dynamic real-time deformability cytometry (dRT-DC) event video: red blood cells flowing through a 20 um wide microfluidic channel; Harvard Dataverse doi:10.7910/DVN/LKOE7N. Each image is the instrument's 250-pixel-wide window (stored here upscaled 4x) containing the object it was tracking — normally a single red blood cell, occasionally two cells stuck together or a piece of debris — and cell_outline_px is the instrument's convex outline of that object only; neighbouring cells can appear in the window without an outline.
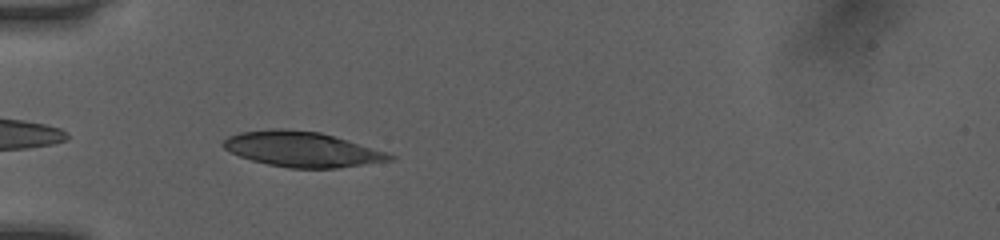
{"species": "human", "species_latin": "Homo sapiens", "temperature_condition": "room temperature", "stored_images_in_passage": 36, "camera_frame_rate_fps": 3000, "um_per_image_px": 0.085, "donor": {"sex": "female"}, "frame": {"image": 1, "passage_image": 2, "time_ms": 0.333, "image_size_px": [1000, 240], "cell_outline_px": [[396, 156], [392, 160], [340, 168], [288, 168], [268, 164], [252, 160], [240, 156], [224, 148], [220, 144], [228, 136], [240, 132], [268, 128], [288, 128], [320, 132], [348, 140], [388, 152]], "centroid_in_image_um": [25.67, 12.67], "position_along_channel_um": 59.3, "area_um2": 34.33}}
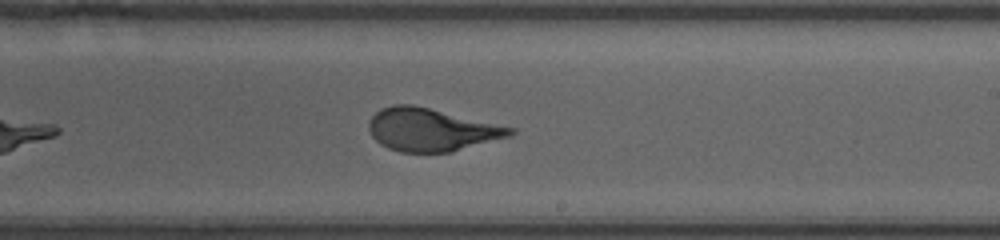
{"frame": {"image": 2, "passage_image": 17, "time_ms": 5.333, "image_size_px": [1000, 240], "cell_outline_px": [[516, 132], [512, 136], [452, 152], [400, 152], [388, 148], [380, 144], [372, 136], [368, 128], [368, 120], [380, 108], [392, 104], [412, 104], [516, 128]], "centroid_in_image_um": [36.66, 11.02], "position_along_channel_um": 252.3, "area_um2": 35.49}}
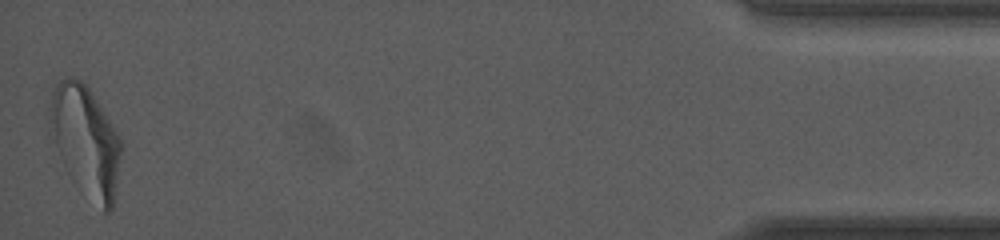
{"frame": {"image": 3, "passage_image": 36, "time_ms": 11.667, "image_size_px": [1000, 240], "cell_outline_px": [[124, 144], [112, 212], [104, 212], [64, 164], [60, 156], [56, 144], [48, 108], [52, 92], [56, 84], [60, 80], [68, 76], [72, 76], [80, 80], [88, 88]], "centroid_in_image_um": [7.33, 11.93], "position_along_channel_um": 427.9, "area_um2": 44.22}, "authors_computed_cell_mechanics": {"area_um2": 35.4314, "velocity_mm_per_s": 4.0402, "shape_relaxation_time_tau1_ms": 4.6095, "shape_relaxation_time_tau2_ms": null, "deformation_change_tau1": 0.19, "deformation_change_tau2": null}}